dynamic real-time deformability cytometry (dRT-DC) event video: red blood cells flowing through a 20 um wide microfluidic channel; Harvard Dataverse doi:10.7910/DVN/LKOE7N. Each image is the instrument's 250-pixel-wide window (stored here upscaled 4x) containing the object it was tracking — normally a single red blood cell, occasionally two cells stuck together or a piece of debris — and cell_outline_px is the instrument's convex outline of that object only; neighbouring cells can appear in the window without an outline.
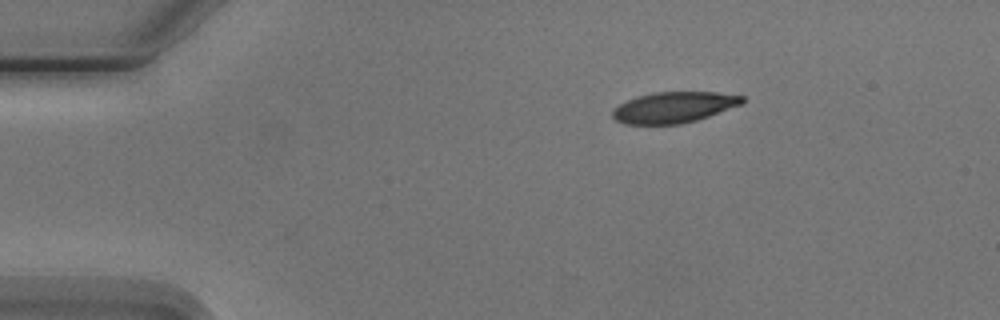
{"species": "Egyptian fruit bat (a non-hibernating species)", "species_latin": "Rousettus aegyptiacus", "temperature_condition": "cold", "stored_images_in_passage": 4, "camera_frame_rate_fps": 3000, "um_per_image_px": 0.085, "animal": {"sex": "male"}, "frame": {"image": 1, "passage_image": 1, "time_ms": 0.0, "image_size_px": [1000, 320], "cell_outline_px": [[744, 104], [696, 120], [680, 124], [624, 124], [616, 120], [612, 116], [612, 108], [636, 96], [652, 92], [716, 92], [744, 96]], "centroid_in_image_um": [57.27, 9.12], "position_along_channel_um": 27.7, "area_um2": 23.47}}